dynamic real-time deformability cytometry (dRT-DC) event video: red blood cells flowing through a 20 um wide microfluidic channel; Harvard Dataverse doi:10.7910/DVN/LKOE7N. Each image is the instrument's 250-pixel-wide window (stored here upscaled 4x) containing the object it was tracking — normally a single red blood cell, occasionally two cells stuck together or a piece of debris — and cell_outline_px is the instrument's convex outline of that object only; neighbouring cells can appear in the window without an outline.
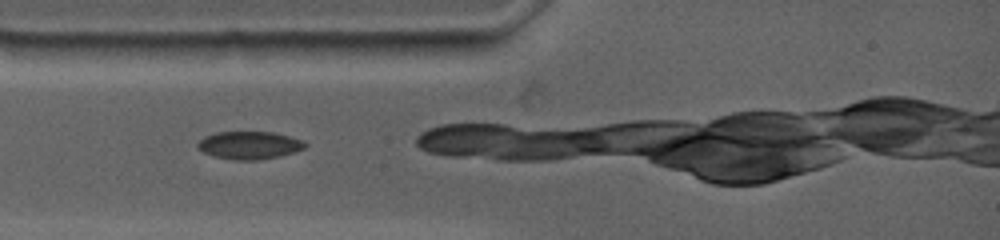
{"species": "common noctule bat (a hibernating species)", "species_latin": "Nyctalus noctula", "temperature_condition": "warm", "stored_images_in_passage": 15, "camera_frame_rate_fps": 4500, "um_per_image_px": 0.085, "animal": {"sex": "female", "body_mass_g": 19.0, "forearm_length_mm": 53.3}, "frame": {"image": 1, "passage_image": 1, "time_ms": 0.0, "image_size_px": [1000, 240], "cell_outline_px": [[308, 144], [304, 148], [296, 152], [280, 156], [256, 160], [232, 160], [212, 156], [196, 148], [196, 144], [204, 136], [216, 132], [272, 132], [304, 140]], "centroid_in_image_um": [21.18, 12.35], "position_along_channel_um": 63.8, "area_um2": 17.57}}